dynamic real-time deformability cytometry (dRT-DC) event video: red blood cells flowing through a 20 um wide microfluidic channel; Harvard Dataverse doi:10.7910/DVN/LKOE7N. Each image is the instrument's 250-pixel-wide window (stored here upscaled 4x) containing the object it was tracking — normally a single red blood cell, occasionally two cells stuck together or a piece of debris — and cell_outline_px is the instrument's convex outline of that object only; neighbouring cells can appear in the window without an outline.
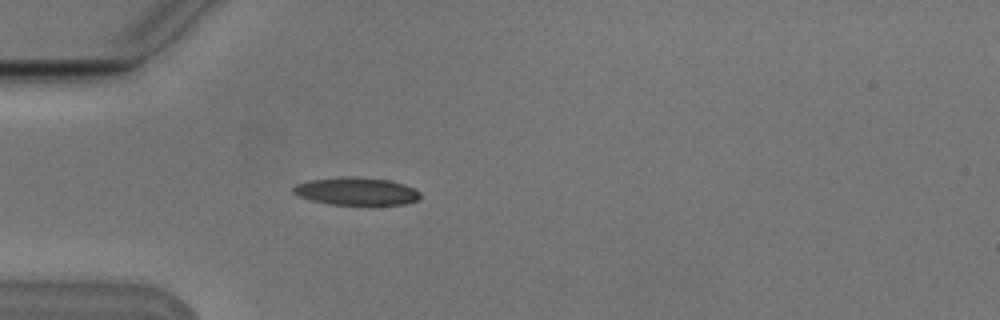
{"species": "Egyptian fruit bat (a non-hibernating species)", "species_latin": "Rousettus aegyptiacus", "temperature_condition": "cold", "stored_images_in_passage": 1, "camera_frame_rate_fps": 3000, "um_per_image_px": 0.085, "animal": {"sex": "male"}, "frame": {"image": 1, "passage_image": 1, "time_ms": 0.0, "image_size_px": [1000, 320], "cell_outline_px": [[420, 196], [416, 200], [404, 204], [332, 204], [312, 200], [300, 196], [292, 192], [292, 188], [296, 184], [308, 180], [340, 176], [348, 176], [388, 180], [404, 184], [420, 192]], "centroid_in_image_um": [30.25, 16.24], "position_along_channel_um": 54.8, "area_um2": 20.23}}